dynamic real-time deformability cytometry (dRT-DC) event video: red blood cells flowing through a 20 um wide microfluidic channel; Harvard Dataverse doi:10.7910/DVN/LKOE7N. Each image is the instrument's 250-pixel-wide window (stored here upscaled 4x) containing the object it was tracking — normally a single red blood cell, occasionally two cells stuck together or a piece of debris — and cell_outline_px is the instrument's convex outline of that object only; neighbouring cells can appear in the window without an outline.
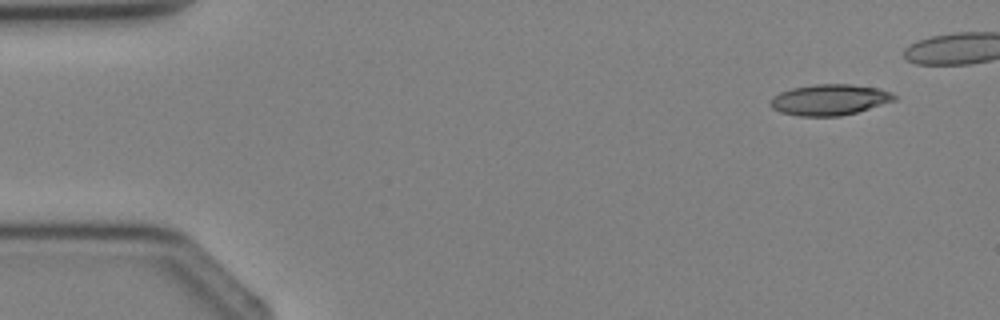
{"species": "Egyptian fruit bat (a non-hibernating species)", "species_latin": "Rousettus aegyptiacus", "temperature_condition": "cold", "stored_images_in_passage": 6, "camera_frame_rate_fps": 3000, "um_per_image_px": 0.085, "animal": {"sex": "female"}, "frame": {"image": 1, "passage_image": 1, "time_ms": 0.0, "image_size_px": [1000, 320], "cell_outline_px": [[896, 100], [856, 112], [840, 116], [796, 116], [780, 112], [772, 108], [768, 104], [768, 100], [772, 96], [780, 92], [792, 88], [816, 84], [852, 84], [880, 88], [892, 92], [896, 96]], "centroid_in_image_um": [70.48, 8.47], "position_along_channel_um": 14.5, "area_um2": 22.54}}